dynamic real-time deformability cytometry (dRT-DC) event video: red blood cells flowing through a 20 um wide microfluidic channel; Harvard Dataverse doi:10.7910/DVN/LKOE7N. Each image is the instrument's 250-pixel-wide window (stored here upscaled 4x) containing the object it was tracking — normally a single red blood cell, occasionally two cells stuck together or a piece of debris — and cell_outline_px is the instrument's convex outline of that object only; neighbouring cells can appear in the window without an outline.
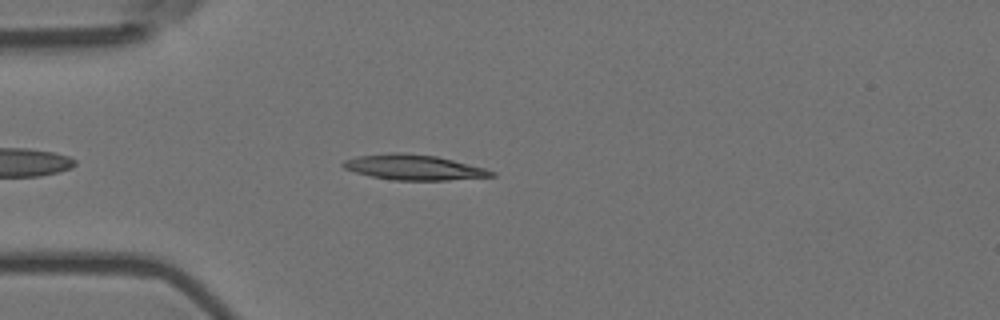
{"species": "Egyptian fruit bat (a non-hibernating species)", "species_latin": "Rousettus aegyptiacus", "temperature_condition": "room temperature", "stored_images_in_passage": 45, "camera_frame_rate_fps": 3000, "um_per_image_px": 0.085, "animal": {"sex": "female"}, "frame": {"image": 1, "passage_image": 6, "time_ms": 1.667, "image_size_px": [1000, 320], "cell_outline_px": [[496, 176], [448, 180], [396, 180], [372, 176], [356, 172], [344, 168], [340, 164], [344, 160], [356, 156], [392, 152], [404, 152], [436, 156], [484, 168], [496, 172]], "centroid_in_image_um": [35.15, 14.21], "position_along_channel_um": 49.8, "area_um2": 21.73}}
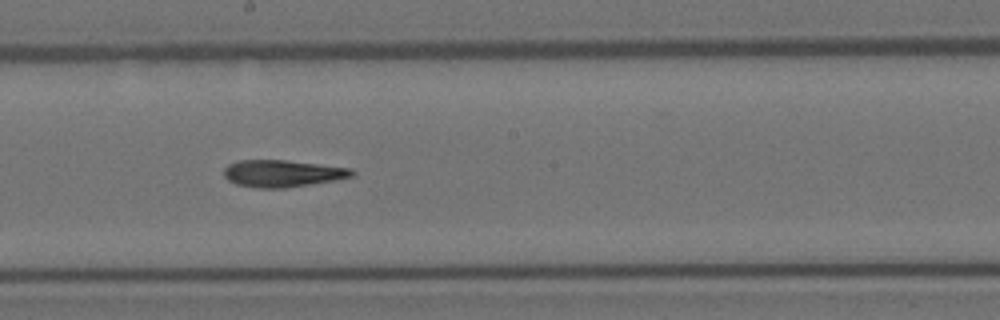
{"frame": {"image": 2, "passage_image": 21, "time_ms": 6.667, "image_size_px": [1000, 320], "cell_outline_px": [[356, 172], [352, 176], [336, 180], [288, 188], [260, 188], [236, 184], [228, 180], [224, 176], [224, 168], [228, 164], [240, 160], [288, 160], [352, 168]], "centroid_in_image_um": [24.03, 14.74], "position_along_channel_um": 224.2, "area_um2": 20.29}}
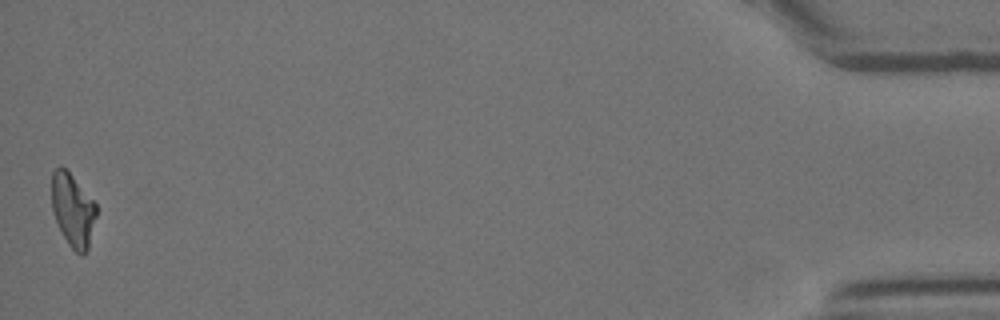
{"frame": {"image": 3, "passage_image": 45, "time_ms": 14.667, "image_size_px": [1000, 320], "cell_outline_px": [[96, 216], [88, 248], [84, 256], [80, 256], [68, 244], [52, 212], [52, 172], [60, 164], [72, 176], [96, 204]], "centroid_in_image_um": [6.18, 17.87], "position_along_channel_um": 429.0, "area_um2": 18.73}}